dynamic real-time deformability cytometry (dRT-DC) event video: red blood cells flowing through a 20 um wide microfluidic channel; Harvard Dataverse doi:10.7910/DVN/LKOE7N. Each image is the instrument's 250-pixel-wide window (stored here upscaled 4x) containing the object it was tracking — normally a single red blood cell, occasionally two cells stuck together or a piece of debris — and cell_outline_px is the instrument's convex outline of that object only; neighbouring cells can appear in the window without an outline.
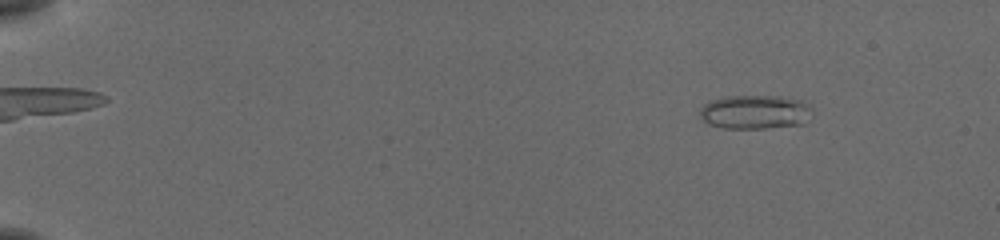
{"species": "common noctule bat (a hibernating species)", "species_latin": "Nyctalus noctula", "temperature_condition": "cold", "stored_images_in_passage": 49, "camera_frame_rate_fps": 3000, "um_per_image_px": 0.085, "animal": {"sex": "female", "body_mass_g": 19.5, "forearm_length_mm": 54.1}, "frame": {"image": 1, "passage_image": 1, "time_ms": 0.0, "image_size_px": [1000, 240], "cell_outline_px": [[812, 112], [804, 124], [764, 128], [724, 128], [708, 124], [700, 120], [700, 108], [708, 100], [724, 96], [780, 96], [800, 100], [808, 104], [812, 108]], "centroid_in_image_um": [64.14, 9.51], "position_along_channel_um": 20.9, "area_um2": 22.54}}
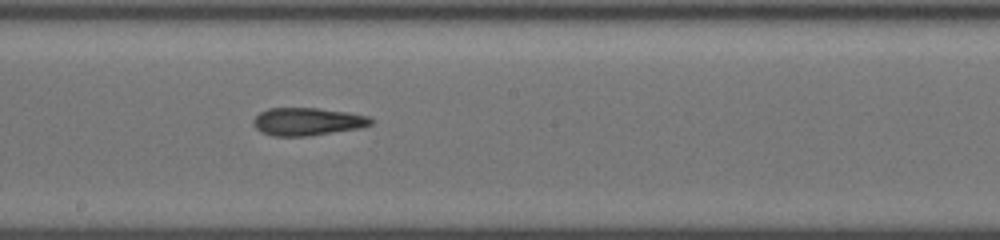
{"frame": {"image": 2, "passage_image": 27, "time_ms": 8.667, "image_size_px": [1000, 240], "cell_outline_px": [[372, 124], [360, 128], [308, 136], [272, 136], [260, 132], [252, 124], [252, 120], [260, 112], [268, 108], [316, 108], [348, 112], [368, 116], [372, 120]], "centroid_in_image_um": [26.09, 10.34], "position_along_channel_um": 222.1, "area_um2": 19.07}}
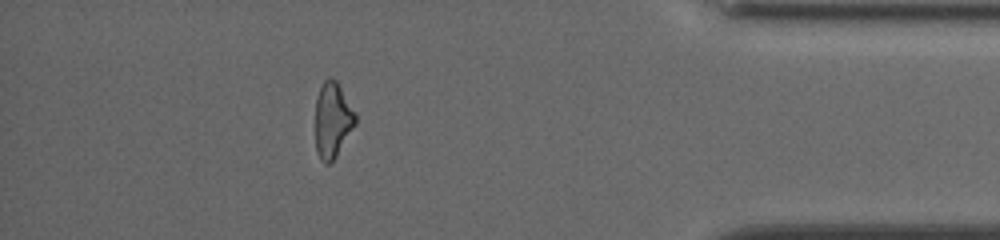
{"frame": {"image": 3, "passage_image": 44, "time_ms": 14.333, "image_size_px": [1000, 240], "cell_outline_px": [[356, 124], [336, 156], [328, 164], [324, 164], [320, 160], [316, 148], [316, 96], [324, 80], [328, 76], [336, 80], [356, 112]], "centroid_in_image_um": [28.27, 10.19], "position_along_channel_um": 406.9, "area_um2": 17.63}, "authors_computed_cell_mechanics": {"area_um2": 19.363, "velocity_mm_per_s": 3.8356, "shape_relaxation_time_tau1_ms": null, "shape_relaxation_time_tau2_ms": 2.6204, "deformation_change_tau1": null, "deformation_change_tau2": 0.1172}}